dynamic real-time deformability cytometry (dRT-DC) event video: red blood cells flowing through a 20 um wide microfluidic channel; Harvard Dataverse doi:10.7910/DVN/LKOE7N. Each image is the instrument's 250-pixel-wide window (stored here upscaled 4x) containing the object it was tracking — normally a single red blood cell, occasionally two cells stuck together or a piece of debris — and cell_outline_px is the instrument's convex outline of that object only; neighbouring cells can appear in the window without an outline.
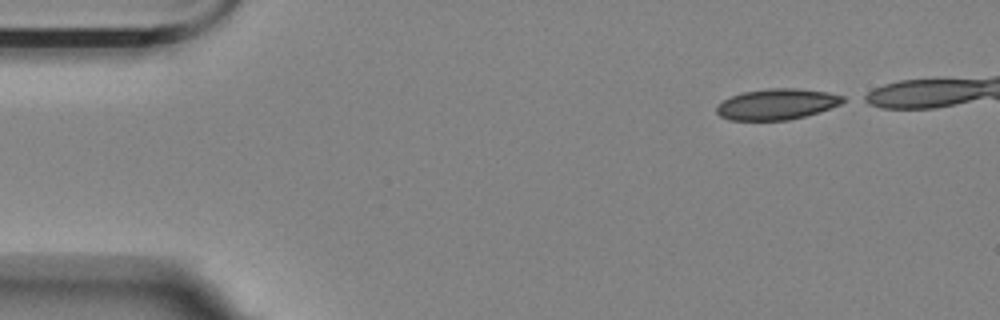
{"species": "Egyptian fruit bat (a non-hibernating species)", "species_latin": "Rousettus aegyptiacus", "temperature_condition": "room temperature", "stored_images_in_passage": 44, "camera_frame_rate_fps": 3000, "um_per_image_px": 0.085, "animal": {"sex": "female"}, "frame": {"image": 1, "passage_image": 1, "time_ms": 0.0, "image_size_px": [1000, 320], "cell_outline_px": [[848, 100], [840, 104], [820, 112], [788, 120], [728, 120], [720, 116], [716, 112], [716, 104], [732, 96], [744, 92], [768, 88], [796, 88], [828, 92], [844, 96]], "centroid_in_image_um": [66.04, 8.85], "position_along_channel_um": 19.0, "area_um2": 22.83}}
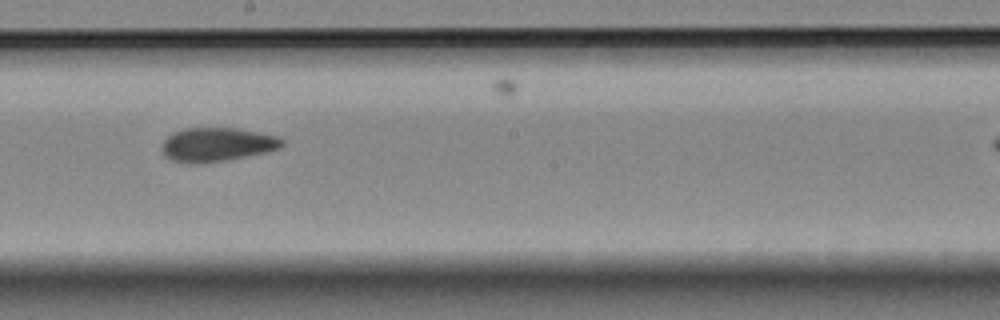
{"frame": {"image": 2, "passage_image": 26, "time_ms": 8.333, "image_size_px": [1000, 320], "cell_outline_px": [[284, 144], [280, 148], [268, 152], [228, 160], [172, 160], [164, 156], [160, 144], [172, 132], [188, 128], [236, 128], [280, 136], [284, 140]], "centroid_in_image_um": [18.52, 12.24], "position_along_channel_um": 229.7, "area_um2": 23.18}}
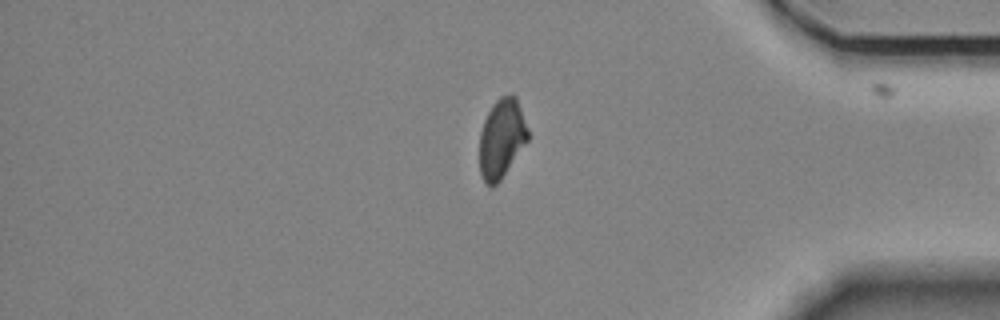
{"frame": {"image": 3, "passage_image": 42, "time_ms": 13.667, "image_size_px": [1000, 320], "cell_outline_px": [[528, 140], [500, 180], [492, 188], [484, 180], [480, 172], [480, 132], [484, 120], [492, 104], [500, 96], [512, 92], [516, 96], [528, 128]], "centroid_in_image_um": [42.64, 11.72], "position_along_channel_um": 392.6, "area_um2": 22.25}, "authors_computed_cell_mechanics": {"area_um2": 23.3512, "velocity_mm_per_s": 3.5152, "shape_relaxation_time_tau1_ms": null, "shape_relaxation_time_tau2_ms": 2.9223, "deformation_change_tau1": null, "deformation_change_tau2": 0.0777}}